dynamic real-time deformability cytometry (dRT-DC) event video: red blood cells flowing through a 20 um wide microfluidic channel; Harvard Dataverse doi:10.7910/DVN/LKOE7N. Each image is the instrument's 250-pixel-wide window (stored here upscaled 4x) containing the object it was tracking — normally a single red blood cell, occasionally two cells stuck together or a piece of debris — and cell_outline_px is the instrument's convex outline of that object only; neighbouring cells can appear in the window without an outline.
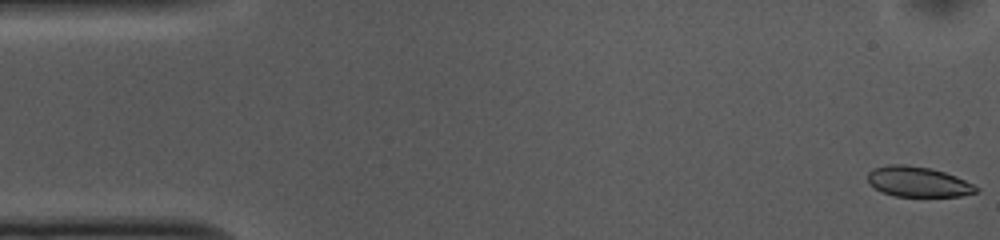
{"species": "common noctule bat (a hibernating species)", "species_latin": "Nyctalus noctula", "temperature_condition": "cold", "stored_images_in_passage": 54, "camera_frame_rate_fps": 3000, "um_per_image_px": 0.085, "animal": {"sex": "female", "body_mass_g": 10.0, "forearm_length_mm": 53.1}, "frame": {"image": 1, "passage_image": 1, "time_ms": 0.0, "image_size_px": [1000, 240], "cell_outline_px": [[980, 192], [960, 196], [892, 196], [880, 192], [868, 184], [868, 172], [872, 168], [888, 164], [904, 164], [932, 168], [956, 176], [980, 188]], "centroid_in_image_um": [78.0, 15.45], "position_along_channel_um": 7.0, "area_um2": 19.42}}
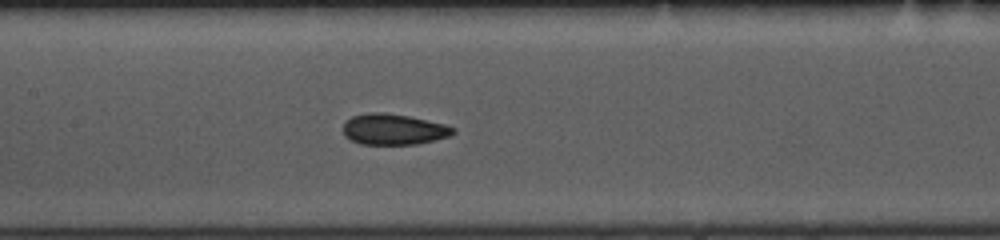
{"frame": {"image": 2, "passage_image": 24, "time_ms": 7.667, "image_size_px": [1000, 240], "cell_outline_px": [[456, 132], [448, 136], [416, 144], [360, 144], [344, 136], [344, 124], [352, 116], [368, 112], [380, 112], [408, 116], [444, 124], [456, 128]], "centroid_in_image_um": [33.44, 10.99], "position_along_channel_um": 174.0, "area_um2": 19.54}}
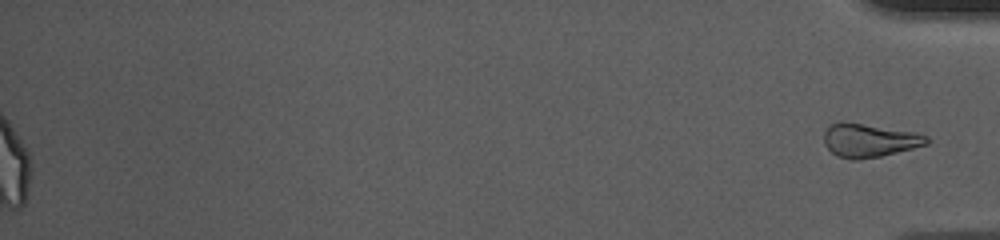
{"frame": {"image": 3, "passage_image": 54, "time_ms": 17.667, "image_size_px": [1000, 240], "cell_outline_px": [[928, 144], [880, 156], [856, 160], [852, 160], [836, 156], [824, 144], [824, 132], [828, 124], [836, 120], [844, 120], [916, 132], [928, 136]], "centroid_in_image_um": [73.83, 11.89], "position_along_channel_um": 361.4, "area_um2": 20.46}, "authors_computed_cell_mechanics": {"area_um2": 20.4612, "velocity_mm_per_s": 3.7181, "shape_relaxation_time_tau1_ms": 7.5686, "shape_relaxation_time_tau2_ms": 2.5687, "deformation_change_tau1": 0.1407, "deformation_change_tau2": 0.0525}}